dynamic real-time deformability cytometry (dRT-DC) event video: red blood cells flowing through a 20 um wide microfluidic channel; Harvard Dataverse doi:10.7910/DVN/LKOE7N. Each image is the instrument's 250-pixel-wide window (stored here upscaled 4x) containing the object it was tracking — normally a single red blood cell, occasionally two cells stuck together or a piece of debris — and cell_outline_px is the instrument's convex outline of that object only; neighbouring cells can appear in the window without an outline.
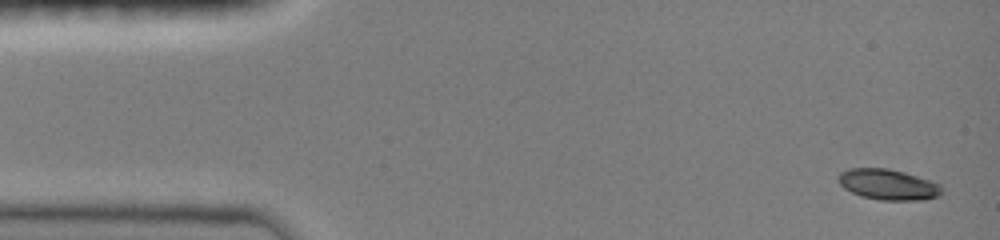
{"species": "common noctule bat (a hibernating species)", "species_latin": "Nyctalus noctula", "temperature_condition": "room temperature", "stored_images_in_passage": 51, "camera_frame_rate_fps": 3000, "um_per_image_px": 0.085, "animal": {"sex": "female", "body_mass_g": 19.0, "forearm_length_mm": 51.5}, "frame": {"image": 1, "passage_image": 1, "time_ms": 0.0, "image_size_px": [1000, 240], "cell_outline_px": [[944, 192], [940, 196], [924, 200], [880, 200], [860, 196], [844, 188], [836, 180], [836, 176], [840, 172], [848, 168], [888, 168], [904, 172], [940, 184]], "centroid_in_image_um": [75.47, 15.68], "position_along_channel_um": 9.5, "area_um2": 18.73}}
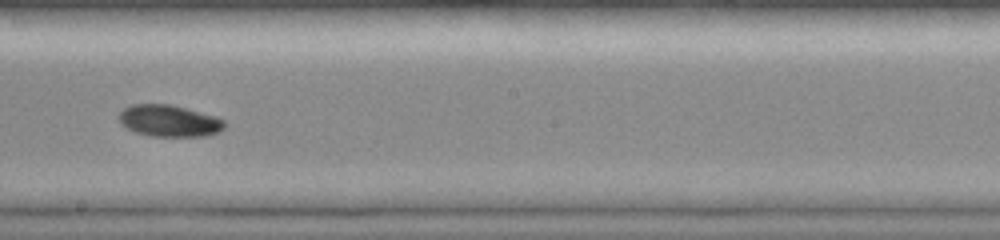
{"frame": {"image": 2, "passage_image": 26, "time_ms": 8.333, "image_size_px": [1000, 240], "cell_outline_px": [[224, 128], [216, 132], [204, 136], [152, 136], [136, 132], [124, 128], [120, 124], [116, 116], [124, 108], [132, 104], [168, 104], [216, 116], [224, 120]], "centroid_in_image_um": [14.3, 10.27], "position_along_channel_um": 233.9, "area_um2": 19.48}}
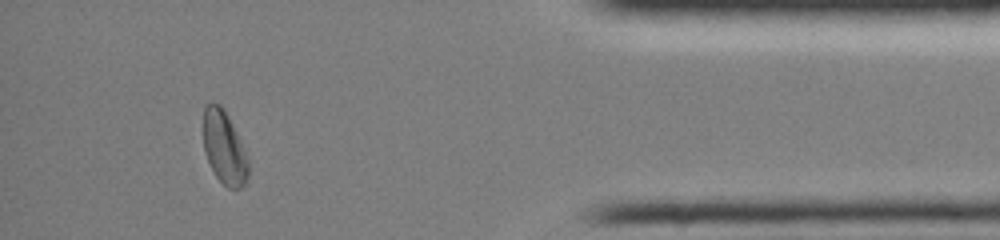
{"frame": {"image": 3, "passage_image": 45, "time_ms": 13.667, "image_size_px": [1000, 240], "cell_outline_px": [[248, 176], [244, 184], [240, 188], [228, 188], [216, 176], [204, 152], [204, 104], [220, 104], [224, 108], [236, 132], [248, 160]], "centroid_in_image_um": [19.05, 12.55], "position_along_channel_um": 416.2, "area_um2": 18.73}, "authors_computed_cell_mechanics": {"area_um2": 19.1318, "velocity_mm_per_s": 4.0464, "shape_relaxation_time_tau1_ms": 3.0035, "shape_relaxation_time_tau2_ms": null, "deformation_change_tau1": 0.1323, "deformation_change_tau2": null}}